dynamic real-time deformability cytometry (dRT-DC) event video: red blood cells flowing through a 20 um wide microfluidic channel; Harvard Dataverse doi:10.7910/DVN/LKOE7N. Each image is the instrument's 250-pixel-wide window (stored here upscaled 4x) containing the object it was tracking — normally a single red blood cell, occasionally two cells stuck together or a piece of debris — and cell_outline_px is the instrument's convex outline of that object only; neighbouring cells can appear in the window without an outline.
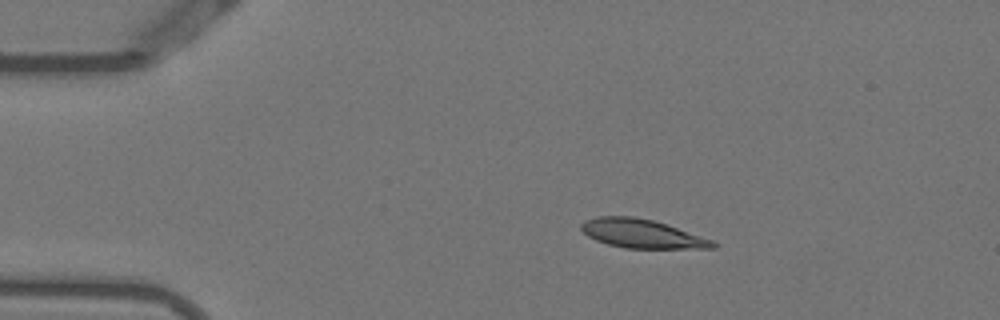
{"species": "Egyptian fruit bat (a non-hibernating species)", "species_latin": "Rousettus aegyptiacus", "temperature_condition": "warm", "stored_images_in_passage": 44, "camera_frame_rate_fps": 3000, "um_per_image_px": 0.085, "animal": {"sex": "female"}, "frame": {"image": 1, "passage_image": 1, "time_ms": 0.0, "image_size_px": [1000, 320], "cell_outline_px": [[720, 244], [716, 248], [624, 248], [608, 244], [596, 240], [588, 236], [580, 228], [580, 224], [584, 220], [596, 216], [632, 216], [652, 220], [716, 240]], "centroid_in_image_um": [54.59, 19.86], "position_along_channel_um": 30.4, "area_um2": 22.2}}
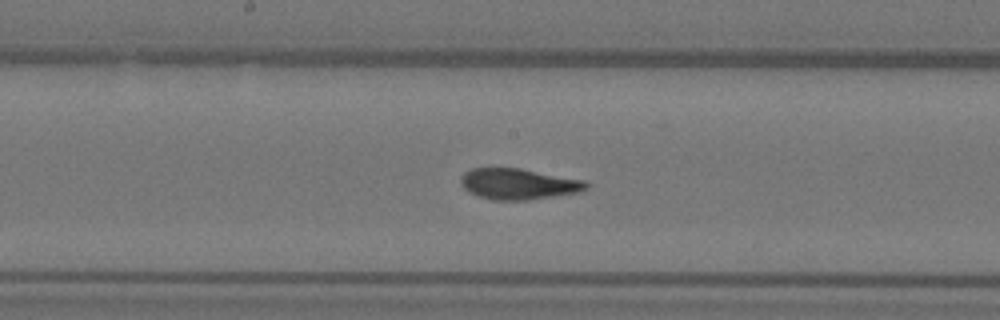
{"frame": {"image": 2, "passage_image": 19, "time_ms": 6.0, "image_size_px": [1000, 320], "cell_outline_px": [[588, 188], [580, 192], [528, 200], [492, 200], [468, 192], [460, 184], [460, 176], [464, 172], [472, 168], [520, 168], [588, 180]], "centroid_in_image_um": [44.09, 15.63], "position_along_channel_um": 204.1, "area_um2": 22.89}}
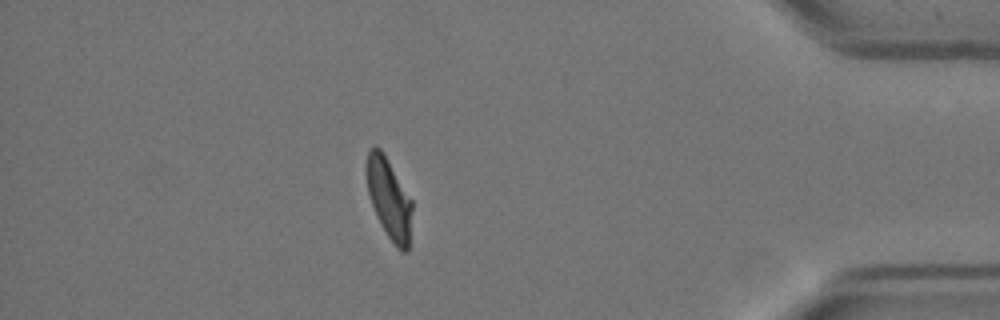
{"frame": {"image": 3, "passage_image": 38, "time_ms": 12.333, "image_size_px": [1000, 320], "cell_outline_px": [[412, 208], [408, 252], [400, 252], [396, 248], [380, 224], [376, 216], [368, 192], [368, 152], [372, 148], [380, 148], [412, 200]], "centroid_in_image_um": [33.1, 16.99], "position_along_channel_um": 402.1, "area_um2": 20.75}, "authors_computed_cell_mechanics": {"area_um2": 22.7732, "velocity_mm_per_s": 3.7944, "shape_relaxation_time_tau1_ms": 5.9843, "shape_relaxation_time_tau2_ms": 1.1621, "deformation_change_tau1": 0.2105, "deformation_change_tau2": 0.0589}}